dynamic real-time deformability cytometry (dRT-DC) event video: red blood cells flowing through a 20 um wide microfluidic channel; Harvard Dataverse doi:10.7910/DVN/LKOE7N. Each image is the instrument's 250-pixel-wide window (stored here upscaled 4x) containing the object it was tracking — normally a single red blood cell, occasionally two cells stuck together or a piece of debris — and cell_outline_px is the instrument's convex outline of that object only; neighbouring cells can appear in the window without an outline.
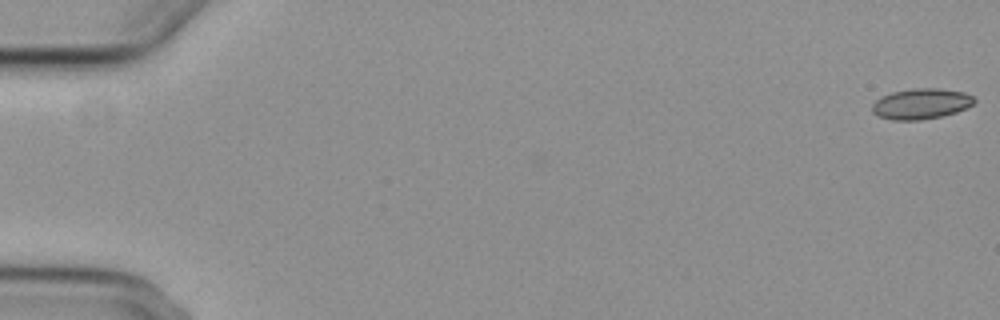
{"species": "common noctule bat (a hibernating species)", "species_latin": "Nyctalus noctula", "temperature_condition": "cold", "stored_images_in_passage": 7, "camera_frame_rate_fps": 3000, "um_per_image_px": 0.085, "animal": {"sex": "female", "body_mass_g": 29.2, "forearm_length_mm": 56.3}, "frame": {"image": 1, "passage_image": 1, "time_ms": 0.0, "image_size_px": [1000, 320], "cell_outline_px": [[976, 100], [972, 104], [956, 112], [940, 116], [920, 120], [892, 120], [880, 116], [872, 112], [872, 104], [880, 96], [892, 92], [912, 88], [936, 88], [964, 92], [972, 96]], "centroid_in_image_um": [78.26, 8.81], "position_along_channel_um": 6.7, "area_um2": 18.09}}